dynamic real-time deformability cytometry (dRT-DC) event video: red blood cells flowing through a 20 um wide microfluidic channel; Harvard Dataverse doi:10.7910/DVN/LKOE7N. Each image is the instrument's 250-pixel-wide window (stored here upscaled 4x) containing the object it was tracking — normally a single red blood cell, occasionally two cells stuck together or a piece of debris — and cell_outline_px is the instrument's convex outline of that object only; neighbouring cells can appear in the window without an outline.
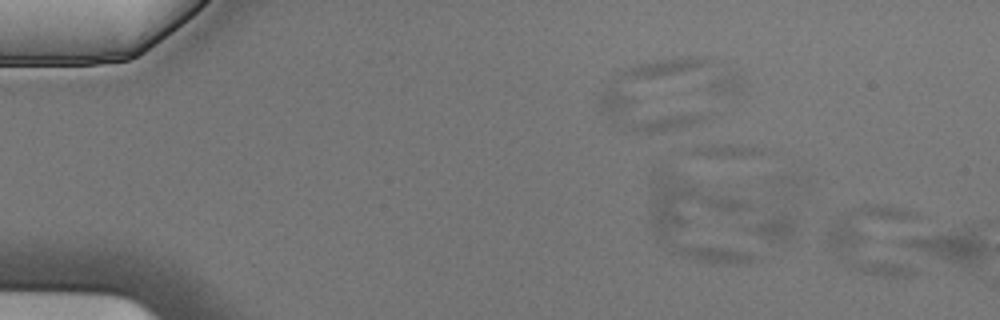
{"species": "Egyptian fruit bat (a non-hibernating species)", "species_latin": "Rousettus aegyptiacus", "temperature_condition": "cold", "stored_images_in_passage": 2, "camera_frame_rate_fps": 3000, "um_per_image_px": 0.085, "animal": {"sex": "male"}, "frame": {"image": 1, "passage_image": 1, "time_ms": 0.0, "image_size_px": [1000, 320], "cell_outline_px": [[920, 216], [916, 272], [912, 276], [888, 276], [864, 272], [852, 268], [836, 256], [828, 244], [828, 232], [832, 224], [844, 212], [852, 208], [872, 204], [884, 204], [904, 208], [916, 212]], "centroid_in_image_um": [74.57, 20.36], "position_along_channel_um": 10.4, "area_um2": 39.25}}